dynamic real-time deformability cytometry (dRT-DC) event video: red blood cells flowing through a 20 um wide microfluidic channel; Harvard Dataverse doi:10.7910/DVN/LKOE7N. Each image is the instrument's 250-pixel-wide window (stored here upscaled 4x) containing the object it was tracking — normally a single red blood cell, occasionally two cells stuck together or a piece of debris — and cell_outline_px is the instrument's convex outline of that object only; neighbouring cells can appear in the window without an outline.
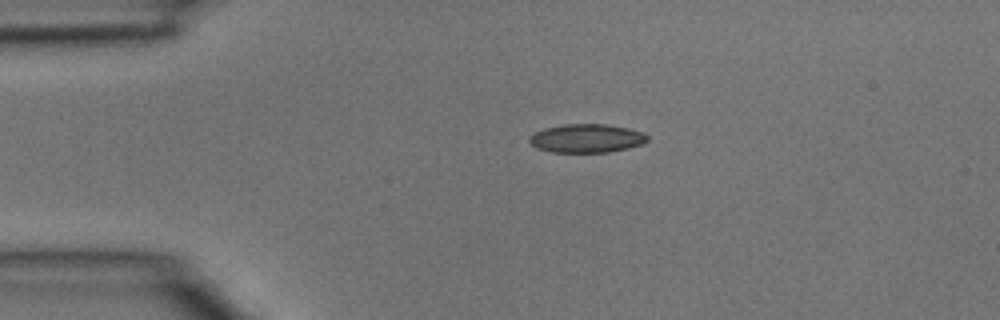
{"species": "common noctule bat (a hibernating species)", "species_latin": "Nyctalus noctula", "temperature_condition": "room temperature", "stored_images_in_passage": 44, "camera_frame_rate_fps": 3000, "um_per_image_px": 0.085, "animal": {"sex": "male", "body_mass_g": 15.6}, "frame": {"image": 1, "passage_image": 9, "time_ms": 2.667, "image_size_px": [1000, 320], "cell_outline_px": [[648, 140], [644, 144], [628, 148], [608, 152], [552, 152], [536, 148], [528, 140], [528, 136], [544, 128], [564, 124], [604, 124], [628, 128], [644, 132], [648, 136]], "centroid_in_image_um": [49.87, 11.76], "position_along_channel_um": 35.1, "area_um2": 19.77}}
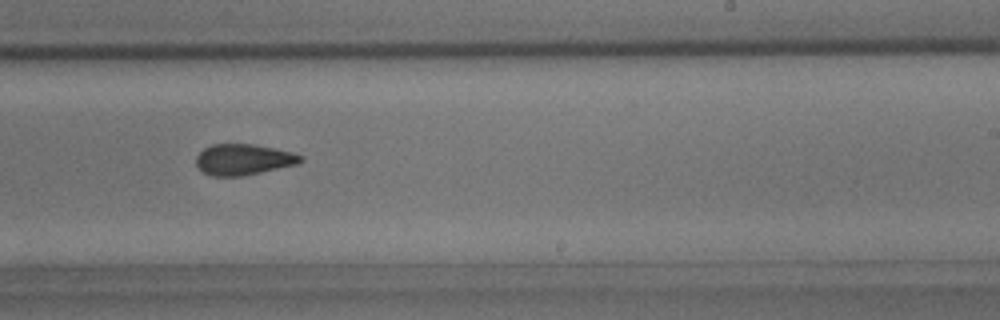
{"frame": {"image": 2, "passage_image": 27, "time_ms": 8.667, "image_size_px": [1000, 320], "cell_outline_px": [[304, 160], [300, 164], [240, 176], [212, 176], [200, 172], [196, 164], [196, 156], [204, 148], [212, 144], [256, 144], [276, 148], [292, 152], [304, 156]], "centroid_in_image_um": [20.71, 13.55], "position_along_channel_um": 268.3, "area_um2": 19.13}}
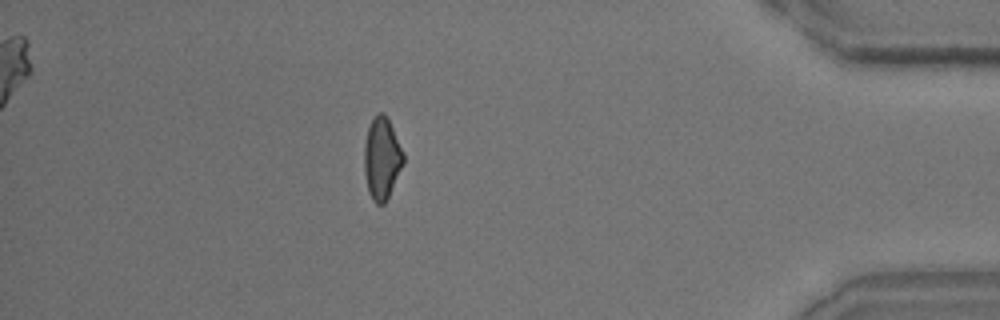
{"frame": {"image": 3, "passage_image": 39, "time_ms": 12.667, "image_size_px": [1000, 320], "cell_outline_px": [[404, 164], [384, 204], [376, 204], [372, 200], [368, 192], [364, 172], [364, 144], [368, 128], [372, 116], [376, 112], [384, 112], [388, 116], [404, 152]], "centroid_in_image_um": [32.45, 13.41], "position_along_channel_um": 402.7, "area_um2": 19.13}}